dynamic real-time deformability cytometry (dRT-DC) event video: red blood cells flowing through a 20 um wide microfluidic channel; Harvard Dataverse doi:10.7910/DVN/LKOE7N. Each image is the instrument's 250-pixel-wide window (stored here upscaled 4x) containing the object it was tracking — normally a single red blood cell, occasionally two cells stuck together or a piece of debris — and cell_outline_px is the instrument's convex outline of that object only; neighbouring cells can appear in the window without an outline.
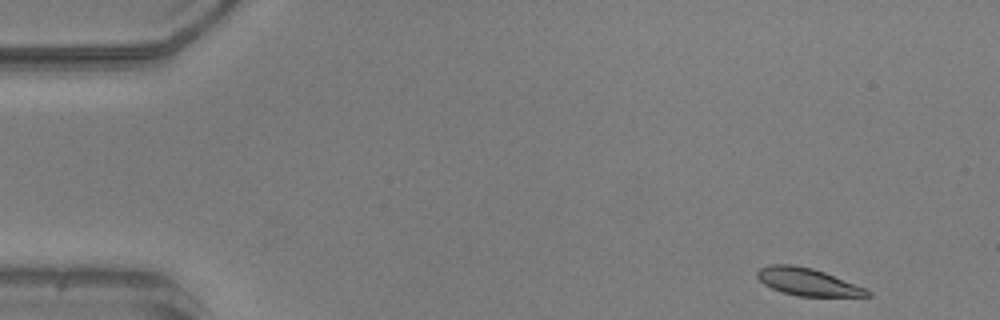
{"species": "common noctule bat (a hibernating species)", "species_latin": "Nyctalus noctula", "temperature_condition": "warm", "stored_images_in_passage": 48, "camera_frame_rate_fps": 3000, "um_per_image_px": 0.085, "animal": {"sex": "male", "body_mass_g": 20.5, "forearm_length_mm": 52.5}, "frame": {"image": 1, "passage_image": 1, "time_ms": 0.0, "image_size_px": [1000, 320], "cell_outline_px": [[872, 296], [796, 296], [772, 288], [764, 284], [756, 276], [756, 272], [760, 268], [768, 264], [792, 264], [812, 268], [824, 272], [868, 288], [872, 292]], "centroid_in_image_um": [68.67, 23.95], "position_along_channel_um": 16.3, "area_um2": 17.69}}
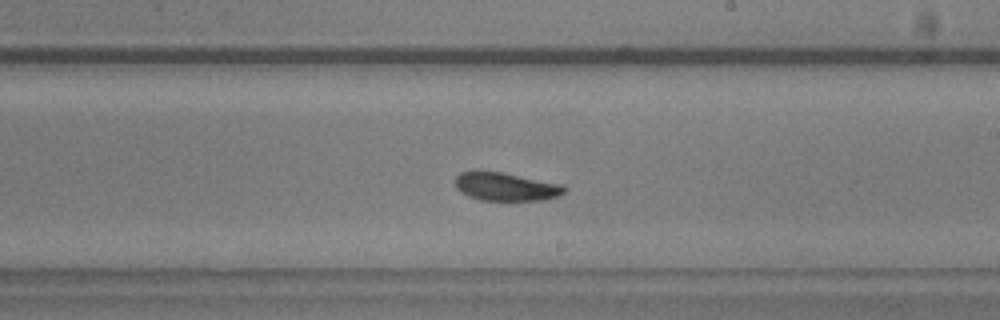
{"frame": {"image": 2, "passage_image": 27, "time_ms": 8.667, "image_size_px": [1000, 320], "cell_outline_px": [[568, 188], [560, 196], [544, 200], [480, 200], [468, 196], [460, 192], [456, 188], [456, 176], [460, 172], [504, 172], [564, 184]], "centroid_in_image_um": [43.07, 15.87], "position_along_channel_um": 245.9, "area_um2": 18.09}}
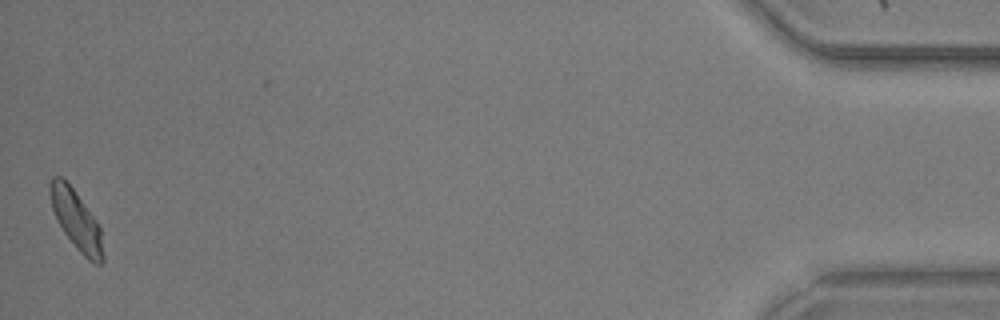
{"frame": {"image": 3, "passage_image": 48, "time_ms": 15.667, "image_size_px": [1000, 320], "cell_outline_px": [[104, 264], [96, 264], [88, 260], [76, 248], [64, 232], [52, 208], [48, 184], [52, 176], [60, 176], [72, 188], [96, 220], [100, 228], [104, 256]], "centroid_in_image_um": [6.49, 18.73], "position_along_channel_um": 428.7, "area_um2": 17.98}, "authors_computed_cell_mechanics": {"area_um2": 18.3515, "velocity_mm_per_s": 3.9226, "shape_relaxation_time_tau1_ms": 2.6933, "shape_relaxation_time_tau2_ms": 6.4393, "deformation_change_tau1": 0.117, "deformation_change_tau2": 0.14}}